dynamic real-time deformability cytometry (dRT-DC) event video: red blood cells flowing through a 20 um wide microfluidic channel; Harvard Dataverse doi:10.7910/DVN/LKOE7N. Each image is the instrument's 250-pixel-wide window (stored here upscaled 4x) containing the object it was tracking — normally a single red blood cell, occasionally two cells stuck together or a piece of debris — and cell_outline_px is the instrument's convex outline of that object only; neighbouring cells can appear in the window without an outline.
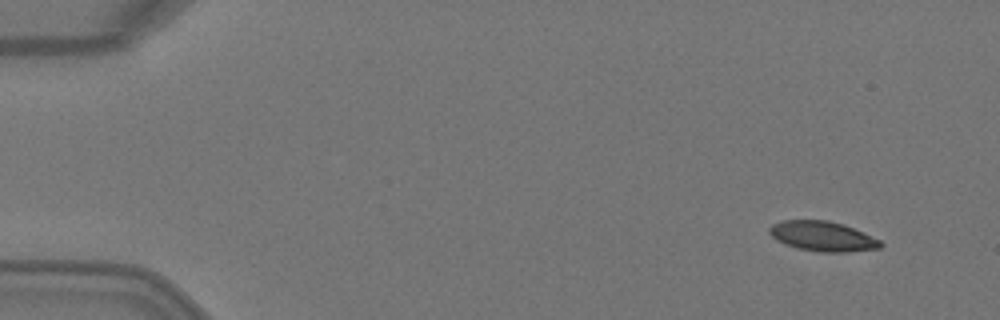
{"species": "Egyptian fruit bat (a non-hibernating species)", "species_latin": "Rousettus aegyptiacus", "temperature_condition": "warm", "stored_images_in_passage": 4, "camera_frame_rate_fps": 3000, "um_per_image_px": 0.085, "animal": {"sex": "female"}, "frame": {"image": 1, "passage_image": 1, "time_ms": 0.0, "image_size_px": [1000, 320], "cell_outline_px": [[884, 244], [880, 248], [848, 252], [820, 252], [796, 248], [784, 244], [776, 240], [768, 232], [768, 228], [772, 224], [780, 220], [828, 220], [844, 224], [864, 232], [880, 240]], "centroid_in_image_um": [69.91, 20.08], "position_along_channel_um": 15.1, "area_um2": 19.65}}
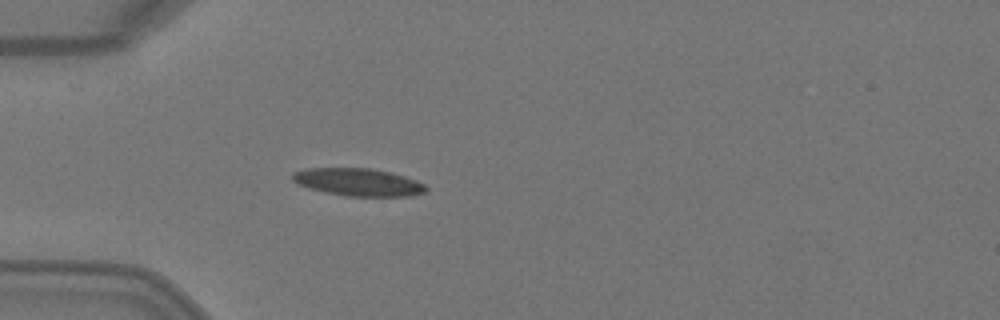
{"frame": {"image": 2, "passage_image": 4, "time_ms": 1.0, "image_size_px": [1000, 320], "cell_outline_px": [[428, 192], [412, 196], [344, 196], [324, 192], [308, 188], [296, 184], [292, 180], [292, 172], [308, 168], [368, 168], [392, 172], [416, 180], [424, 184], [428, 188]], "centroid_in_image_um": [30.45, 15.49], "position_along_channel_um": 54.5, "area_um2": 21.73}}